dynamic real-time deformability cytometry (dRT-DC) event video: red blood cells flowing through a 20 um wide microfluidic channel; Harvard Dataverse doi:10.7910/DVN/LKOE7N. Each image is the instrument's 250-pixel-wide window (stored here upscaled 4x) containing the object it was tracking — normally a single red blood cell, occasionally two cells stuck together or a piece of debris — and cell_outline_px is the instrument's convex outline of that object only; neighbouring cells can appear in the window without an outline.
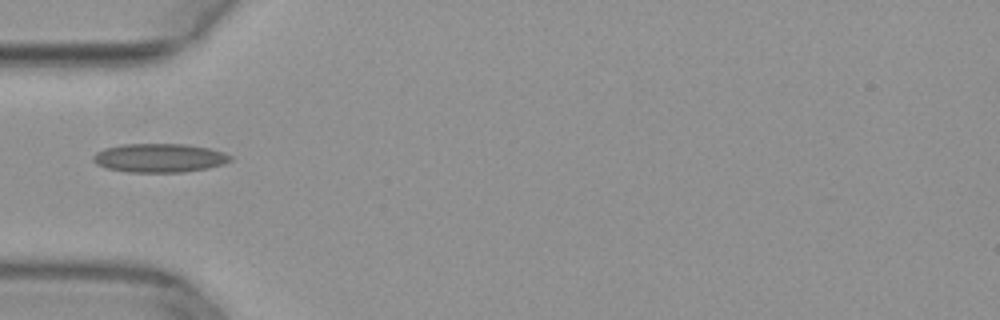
{"species": "common noctule bat (a hibernating species)", "species_latin": "Nyctalus noctula", "temperature_condition": "warm", "stored_images_in_passage": 33, "camera_frame_rate_fps": 3000, "um_per_image_px": 0.085, "animal": {"sex": "female", "body_mass_g": 29.2, "forearm_length_mm": 56.3}, "frame": {"image": 1, "passage_image": 1, "time_ms": 0.0, "image_size_px": [1000, 320], "cell_outline_px": [[232, 160], [224, 164], [208, 168], [184, 172], [128, 172], [108, 168], [96, 164], [92, 160], [92, 156], [96, 152], [104, 148], [124, 144], [188, 144], [208, 148], [224, 152], [232, 156]], "centroid_in_image_um": [13.56, 13.42], "position_along_channel_um": 71.4, "area_um2": 23.12}}
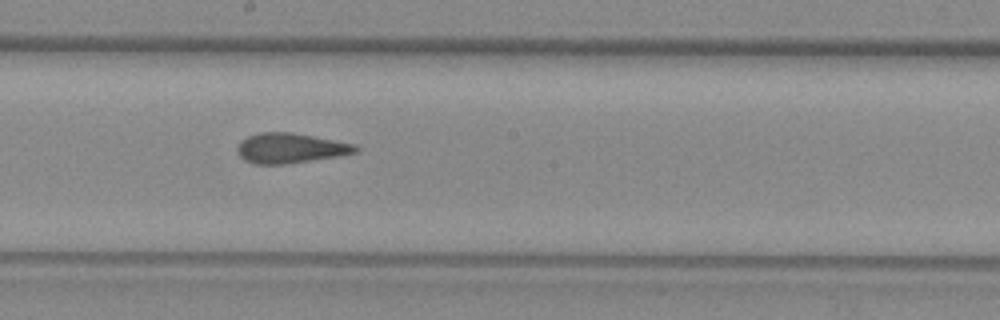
{"frame": {"image": 2, "passage_image": 12, "time_ms": 3.667, "image_size_px": [1000, 320], "cell_outline_px": [[360, 148], [356, 152], [340, 156], [284, 164], [252, 164], [244, 160], [240, 156], [236, 148], [240, 140], [248, 136], [260, 132], [288, 132], [312, 136], [356, 144]], "centroid_in_image_um": [24.66, 12.59], "position_along_channel_um": 223.5, "area_um2": 20.69}}
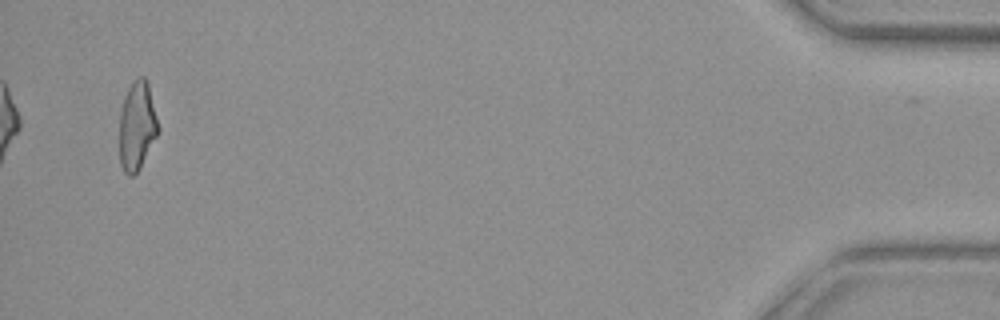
{"frame": {"image": 3, "passage_image": 33, "time_ms": 10.667, "image_size_px": [1000, 320], "cell_outline_px": [[160, 132], [140, 168], [132, 176], [128, 176], [124, 172], [120, 164], [120, 112], [124, 96], [132, 80], [140, 76], [144, 76], [148, 84], [160, 128]], "centroid_in_image_um": [11.66, 10.7], "position_along_channel_um": 423.5, "area_um2": 20.29}}